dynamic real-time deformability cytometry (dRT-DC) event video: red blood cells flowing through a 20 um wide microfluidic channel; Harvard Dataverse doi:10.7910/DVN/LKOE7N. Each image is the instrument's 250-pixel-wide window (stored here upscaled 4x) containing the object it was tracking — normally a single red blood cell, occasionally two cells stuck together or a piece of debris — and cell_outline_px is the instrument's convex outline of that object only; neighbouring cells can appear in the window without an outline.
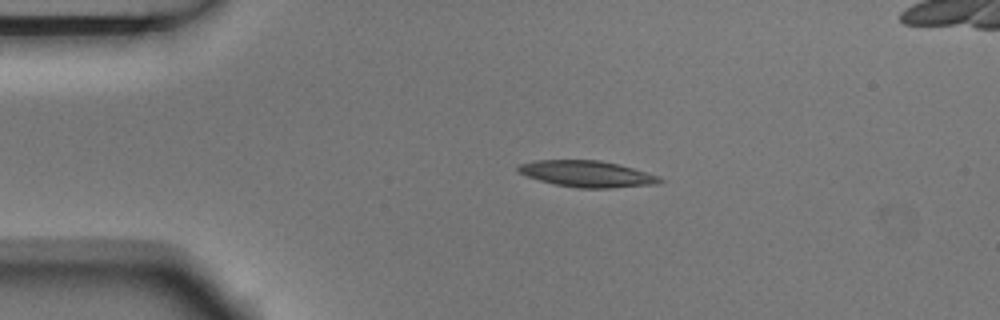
{"species": "Egyptian fruit bat (a non-hibernating species)", "species_latin": "Rousettus aegyptiacus", "temperature_condition": "room temperature", "stored_images_in_passage": 6, "camera_frame_rate_fps": 3000, "um_per_image_px": 0.085, "animal": {"sex": "male"}, "frame": {"image": 1, "passage_image": 2, "time_ms": 0.333, "image_size_px": [1000, 320], "cell_outline_px": [[664, 180], [660, 184], [612, 188], [576, 188], [556, 184], [540, 180], [528, 176], [520, 172], [516, 168], [520, 164], [536, 160], [600, 160], [620, 164], [660, 176]], "centroid_in_image_um": [49.97, 14.78], "position_along_channel_um": 35.0, "area_um2": 21.79}}
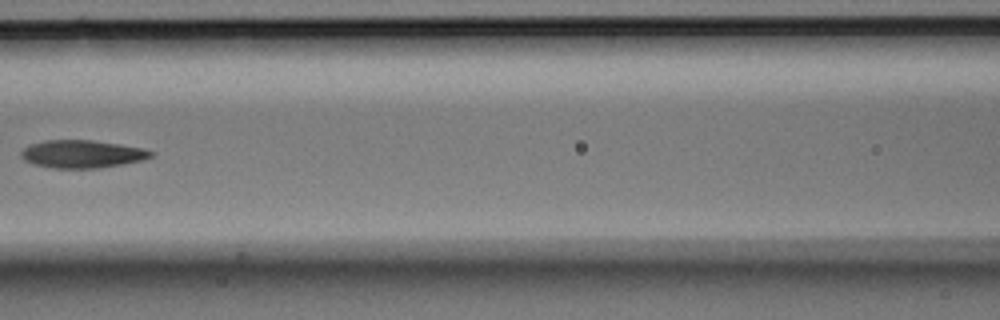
{"frame": {"image": 2, "passage_image": 5, "time_ms": 1.333, "image_size_px": [1000, 320], "cell_outline_px": [[152, 156], [144, 160], [124, 164], [100, 168], [48, 168], [32, 164], [24, 160], [20, 156], [20, 152], [28, 144], [44, 140], [92, 140], [120, 144], [140, 148], [152, 152]], "centroid_in_image_um": [6.91, 13.1], "position_along_channel_um": 159.7, "area_um2": 21.21}}
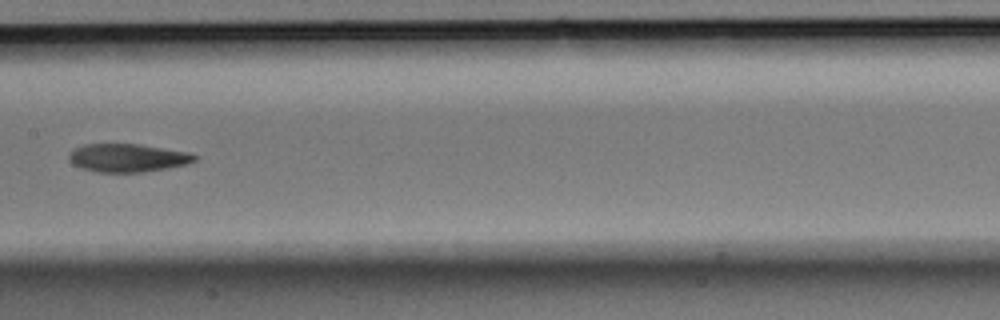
{"frame": {"image": 3, "passage_image": 6, "time_ms": 1.667, "image_size_px": [1000, 320], "cell_outline_px": [[200, 156], [196, 160], [188, 164], [168, 168], [144, 172], [96, 172], [80, 168], [72, 164], [68, 160], [68, 156], [72, 148], [84, 144], [140, 144], [188, 152]], "centroid_in_image_um": [10.83, 13.42], "position_along_channel_um": 196.6, "area_um2": 20.98}}